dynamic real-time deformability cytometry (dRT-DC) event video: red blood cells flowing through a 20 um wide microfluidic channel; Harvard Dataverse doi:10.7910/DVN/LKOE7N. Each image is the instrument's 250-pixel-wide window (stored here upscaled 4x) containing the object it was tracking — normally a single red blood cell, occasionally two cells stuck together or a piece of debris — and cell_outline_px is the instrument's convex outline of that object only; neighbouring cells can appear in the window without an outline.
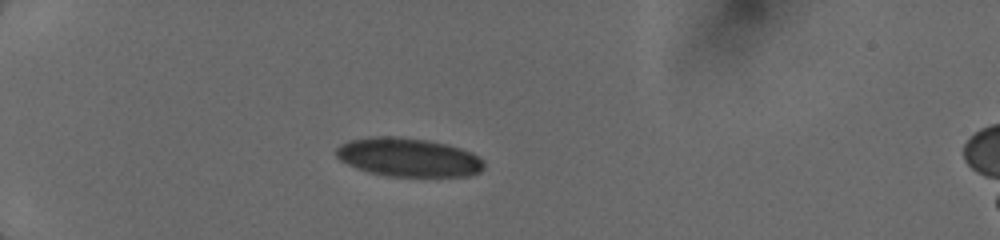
{"species": "human", "species_latin": "Homo sapiens", "temperature_condition": "cold", "stored_images_in_passage": 13, "camera_frame_rate_fps": 3000, "um_per_image_px": 0.085, "donor": {"sex": "female"}, "frame": {"image": 1, "passage_image": 10, "time_ms": 5.0, "image_size_px": [1000, 240], "cell_outline_px": [[484, 168], [480, 172], [468, 176], [388, 176], [372, 172], [348, 164], [340, 160], [336, 156], [336, 148], [340, 144], [348, 140], [368, 136], [392, 136], [428, 140], [448, 144], [472, 152], [484, 160]], "centroid_in_image_um": [34.73, 13.36], "position_along_channel_um": 50.3, "area_um2": 33.35}}